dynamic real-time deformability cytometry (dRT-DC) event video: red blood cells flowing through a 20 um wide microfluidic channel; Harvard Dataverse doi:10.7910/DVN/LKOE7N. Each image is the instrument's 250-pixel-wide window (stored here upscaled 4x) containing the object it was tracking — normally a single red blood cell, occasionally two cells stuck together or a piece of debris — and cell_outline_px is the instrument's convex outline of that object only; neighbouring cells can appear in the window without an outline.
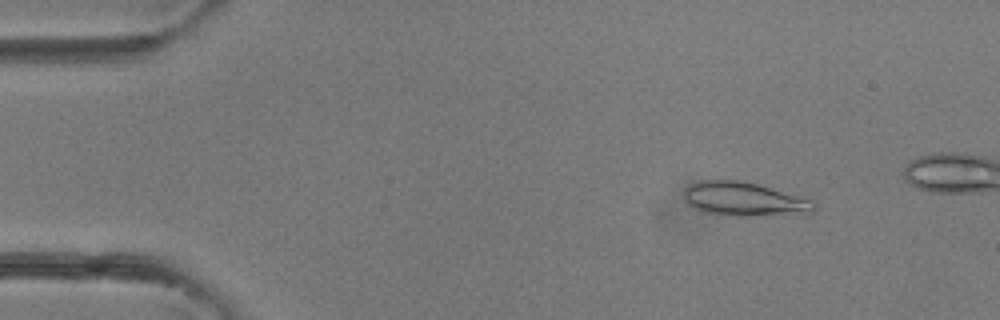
{"species": "common noctule bat (a hibernating species)", "species_latin": "Nyctalus noctula", "temperature_condition": "room temperature", "stored_images_in_passage": 36, "camera_frame_rate_fps": 3000, "um_per_image_px": 0.085, "animal": {"sex": "female"}, "frame": {"image": 1, "passage_image": 5, "time_ms": 1.333, "image_size_px": [1000, 320], "cell_outline_px": [[816, 208], [812, 212], [748, 216], [740, 216], [704, 212], [688, 204], [684, 196], [684, 188], [688, 184], [700, 180], [736, 180], [756, 184], [812, 200], [816, 204]], "centroid_in_image_um": [63.19, 16.91], "position_along_channel_um": 21.8, "area_um2": 25.2}}
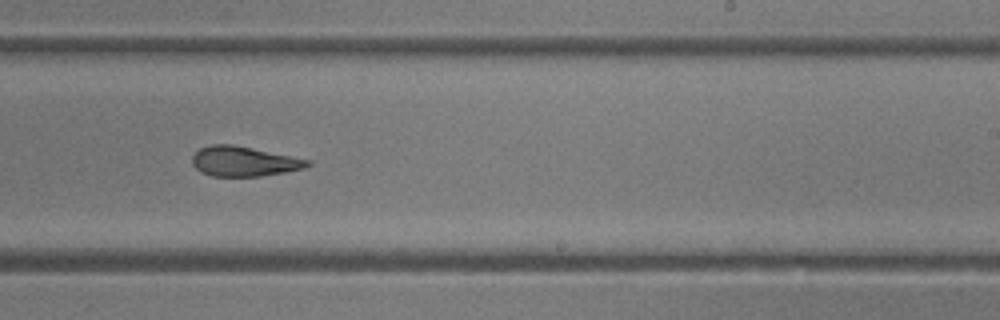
{"frame": {"image": 2, "passage_image": 24, "time_ms": 7.667, "image_size_px": [1000, 320], "cell_outline_px": [[312, 164], [304, 168], [284, 172], [260, 176], [212, 176], [200, 172], [192, 164], [192, 156], [200, 148], [212, 144], [232, 144], [312, 160]], "centroid_in_image_um": [20.73, 13.71], "position_along_channel_um": 268.3, "area_um2": 20.06}}
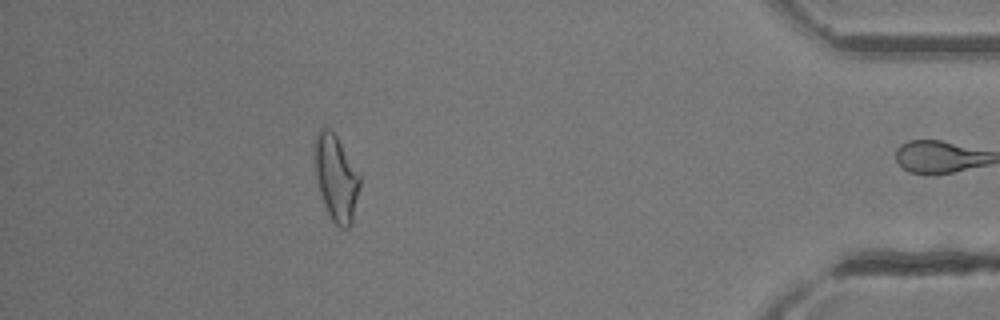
{"frame": {"image": 3, "passage_image": 35, "time_ms": 11.333, "image_size_px": [1000, 320], "cell_outline_px": [[360, 184], [352, 224], [348, 228], [340, 228], [328, 216], [320, 192], [316, 176], [316, 132], [320, 128], [328, 128], [336, 136], [360, 176]], "centroid_in_image_um": [28.58, 15.19], "position_along_channel_um": 406.6, "area_um2": 22.02}}